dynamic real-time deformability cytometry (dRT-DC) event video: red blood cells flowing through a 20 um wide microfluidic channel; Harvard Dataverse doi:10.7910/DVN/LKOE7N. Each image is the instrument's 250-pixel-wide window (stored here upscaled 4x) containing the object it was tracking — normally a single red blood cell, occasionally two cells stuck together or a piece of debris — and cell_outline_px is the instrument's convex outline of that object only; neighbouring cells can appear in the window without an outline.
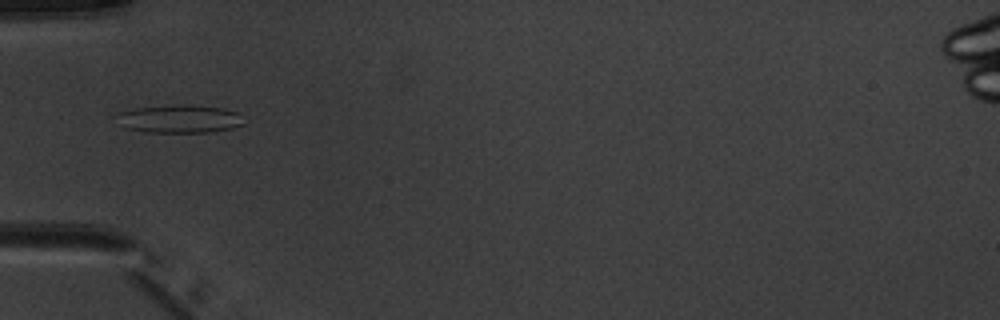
{"species": "common noctule bat (a hibernating species)", "species_latin": "Nyctalus noctula", "temperature_condition": "warm", "stored_images_in_passage": 4, "camera_frame_rate_fps": 3000, "um_per_image_px": 0.085, "animal": {"sex": "male", "body_mass_g": 20.1, "forearm_length_mm": 53.5}, "frame": {"image": 1, "passage_image": 4, "time_ms": 3.333, "image_size_px": [1000, 320], "cell_outline_px": [[244, 124], [232, 128], [208, 132], [148, 132], [124, 128], [120, 112], [132, 108], [176, 104], [192, 104], [220, 108], [240, 112]], "centroid_in_image_um": [15.34, 10.09], "position_along_channel_um": 69.7, "area_um2": 20.69}}